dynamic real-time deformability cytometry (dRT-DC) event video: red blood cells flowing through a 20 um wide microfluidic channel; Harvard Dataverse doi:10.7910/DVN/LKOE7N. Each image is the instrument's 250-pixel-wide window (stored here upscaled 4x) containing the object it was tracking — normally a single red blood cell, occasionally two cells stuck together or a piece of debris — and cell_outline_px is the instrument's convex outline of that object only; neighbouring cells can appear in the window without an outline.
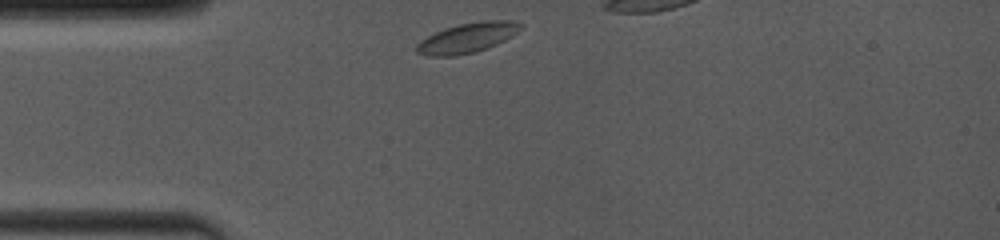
{"species": "common noctule bat (a hibernating species)", "species_latin": "Nyctalus noctula", "temperature_condition": "room temperature", "stored_images_in_passage": 44, "camera_frame_rate_fps": 4000, "um_per_image_px": 0.085, "animal": {"sex": "female", "body_mass_g": 19.0, "forearm_length_mm": 53.3}, "frame": {"image": 1, "passage_image": 1, "time_ms": 0.0, "image_size_px": [1000, 240], "cell_outline_px": [[524, 28], [512, 36], [496, 44], [476, 52], [456, 56], [428, 56], [416, 52], [416, 44], [420, 40], [444, 28], [460, 24], [484, 20], [512, 20], [524, 24]], "centroid_in_image_um": [39.76, 3.21], "position_along_channel_um": 45.2, "area_um2": 18.26}}
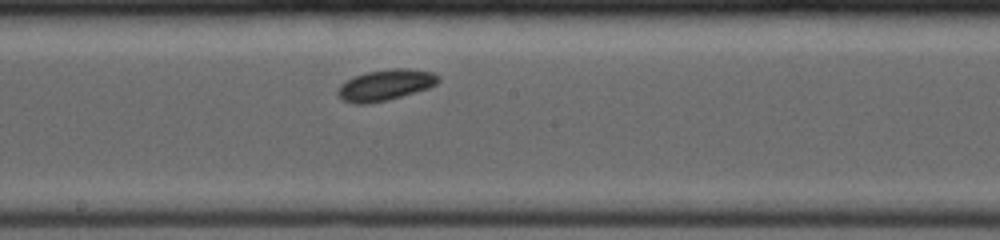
{"frame": {"image": 2, "passage_image": 29, "time_ms": 4.75, "image_size_px": [1000, 240], "cell_outline_px": [[440, 80], [436, 84], [428, 88], [388, 100], [364, 104], [352, 104], [344, 100], [336, 92], [340, 84], [356, 76], [368, 72], [392, 68], [408, 68], [432, 72], [440, 76]], "centroid_in_image_um": [32.78, 7.22], "position_along_channel_um": 215.4, "area_um2": 18.03}}
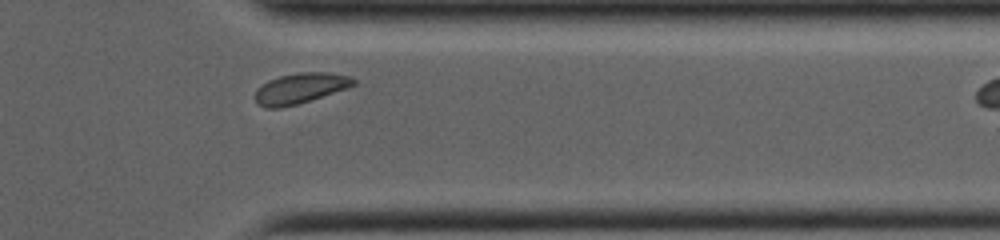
{"frame": {"image": 3, "passage_image": 43, "time_ms": 9.0, "image_size_px": [1000, 240], "cell_outline_px": [[356, 84], [348, 88], [296, 104], [280, 108], [264, 108], [256, 104], [256, 88], [268, 80], [280, 76], [300, 72], [328, 72], [352, 76], [356, 80]], "centroid_in_image_um": [25.52, 7.5], "position_along_channel_um": 385.9, "area_um2": 17.51}}